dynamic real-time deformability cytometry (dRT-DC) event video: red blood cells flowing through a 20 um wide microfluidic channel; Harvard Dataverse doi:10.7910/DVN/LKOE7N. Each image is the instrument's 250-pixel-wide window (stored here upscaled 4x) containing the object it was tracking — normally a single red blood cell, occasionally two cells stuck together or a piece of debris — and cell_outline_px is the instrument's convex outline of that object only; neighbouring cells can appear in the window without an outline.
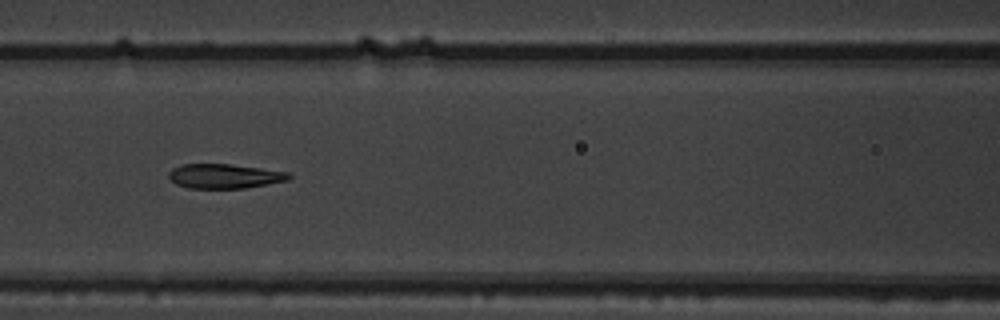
{"species": "common noctule bat (a hibernating species)", "species_latin": "Nyctalus noctula", "temperature_condition": "warm", "stored_images_in_passage": 11, "camera_frame_rate_fps": 3000, "um_per_image_px": 0.085, "animal": {"sex": "male", "body_mass_g": 19.5, "forearm_length_mm": 54.6}, "frame": {"image": 1, "passage_image": 7, "time_ms": 2.0, "image_size_px": [1000, 320], "cell_outline_px": [[292, 176], [288, 180], [268, 184], [244, 188], [188, 188], [176, 184], [168, 176], [168, 172], [172, 168], [180, 164], [232, 164], [288, 172]], "centroid_in_image_um": [19.06, 14.97], "position_along_channel_um": 147.5, "area_um2": 17.17}}
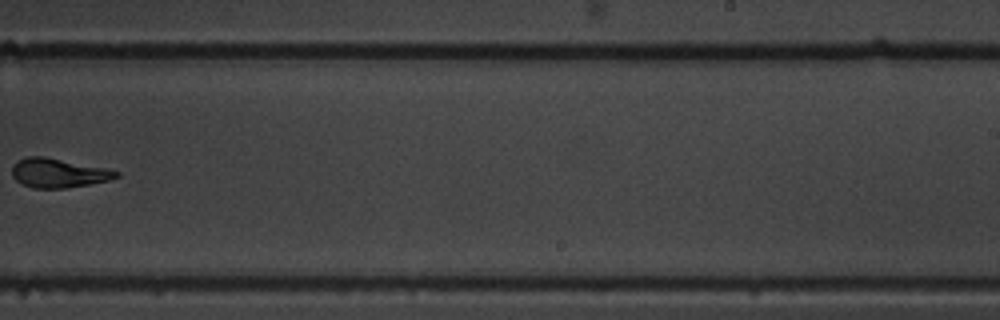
{"frame": {"image": 2, "passage_image": 10, "time_ms": 3.0, "image_size_px": [1000, 320], "cell_outline_px": [[120, 176], [112, 180], [64, 188], [32, 188], [16, 180], [12, 176], [12, 164], [16, 160], [28, 156], [44, 156], [104, 168], [120, 172]], "centroid_in_image_um": [4.94, 14.7], "position_along_channel_um": 284.1, "area_um2": 17.69}}
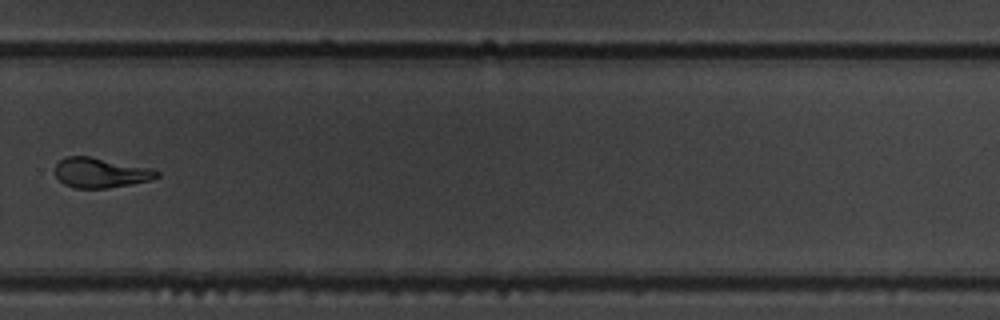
{"frame": {"image": 3, "passage_image": 11, "time_ms": 3.333, "image_size_px": [1000, 320], "cell_outline_px": [[160, 176], [152, 180], [108, 188], [76, 188], [64, 184], [56, 176], [56, 164], [60, 160], [68, 156], [88, 156], [152, 168], [160, 172]], "centroid_in_image_um": [8.59, 14.68], "position_along_channel_um": 321.2, "area_um2": 17.69}}